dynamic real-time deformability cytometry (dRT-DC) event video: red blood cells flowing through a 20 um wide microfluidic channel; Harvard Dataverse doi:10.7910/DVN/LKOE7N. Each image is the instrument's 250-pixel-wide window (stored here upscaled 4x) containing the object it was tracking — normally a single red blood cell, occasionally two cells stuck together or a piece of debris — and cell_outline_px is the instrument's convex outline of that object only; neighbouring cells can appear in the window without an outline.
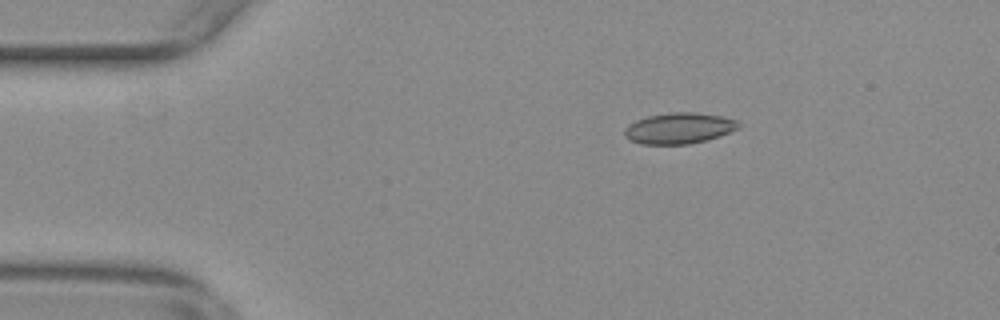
{"species": "common noctule bat (a hibernating species)", "species_latin": "Nyctalus noctula", "temperature_condition": "warm", "stored_images_in_passage": 55, "camera_frame_rate_fps": 3000, "um_per_image_px": 0.085, "animal": {"sex": "female", "body_mass_g": 29.2, "forearm_length_mm": 56.3}, "frame": {"image": 1, "passage_image": 9, "time_ms": 2.667, "image_size_px": [1000, 320], "cell_outline_px": [[740, 128], [720, 136], [708, 140], [688, 144], [640, 144], [624, 136], [624, 128], [628, 124], [636, 120], [648, 116], [668, 112], [692, 112], [724, 116], [736, 120], [740, 124]], "centroid_in_image_um": [57.73, 10.89], "position_along_channel_um": 27.3, "area_um2": 20.75}}
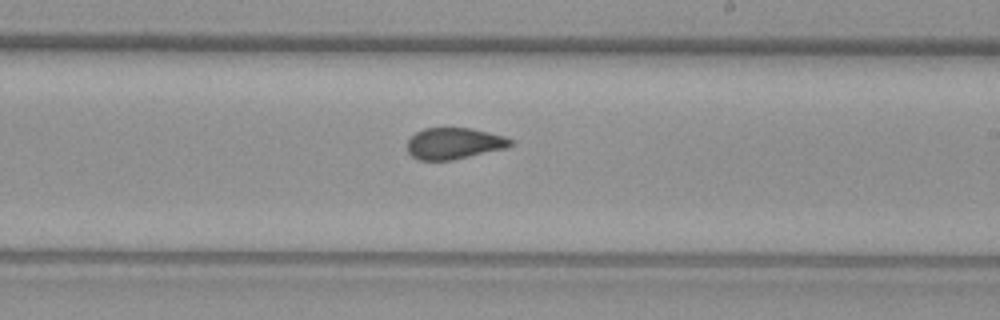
{"frame": {"image": 2, "passage_image": 32, "time_ms": 10.333, "image_size_px": [1000, 320], "cell_outline_px": [[512, 144], [504, 148], [452, 160], [420, 160], [412, 156], [408, 152], [408, 140], [416, 132], [424, 128], [472, 128], [504, 136], [512, 140]], "centroid_in_image_um": [38.57, 12.18], "position_along_channel_um": 250.4, "area_um2": 18.61}}
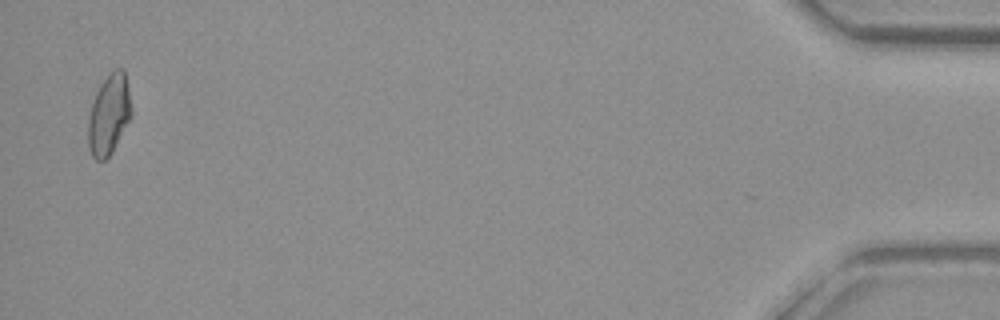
{"frame": {"image": 3, "passage_image": 54, "time_ms": 17.667, "image_size_px": [1000, 320], "cell_outline_px": [[132, 116], [112, 152], [104, 160], [96, 160], [92, 156], [88, 148], [88, 116], [96, 92], [100, 84], [108, 72], [116, 68], [124, 68], [128, 88], [132, 112]], "centroid_in_image_um": [9.26, 9.72], "position_along_channel_um": 425.9, "area_um2": 20.4}, "authors_computed_cell_mechanics": {"area_um2": 19.5942, "velocity_mm_per_s": 3.7004, "shape_relaxation_time_tau1_ms": 8.9551, "shape_relaxation_time_tau2_ms": 0.8882, "deformation_change_tau1": 0.1741, "deformation_change_tau2": 0.0563}}